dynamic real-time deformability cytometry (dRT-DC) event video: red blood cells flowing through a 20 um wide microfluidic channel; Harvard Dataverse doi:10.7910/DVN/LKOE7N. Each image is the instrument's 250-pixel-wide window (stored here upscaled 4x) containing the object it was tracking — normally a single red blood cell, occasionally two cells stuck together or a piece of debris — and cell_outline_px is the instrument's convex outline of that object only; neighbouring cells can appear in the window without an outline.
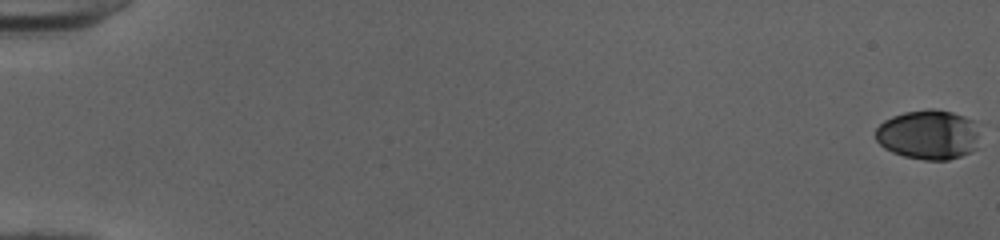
{"species": "human", "species_latin": "Homo sapiens", "temperature_condition": "cold", "stored_images_in_passage": 53, "camera_frame_rate_fps": 3000, "um_per_image_px": 0.085, "donor": {"sex": "female"}, "frame": {"image": 1, "passage_image": 1, "time_ms": 0.0, "image_size_px": [1000, 240], "cell_outline_px": [[984, 148], [948, 160], [924, 160], [904, 156], [892, 152], [884, 148], [876, 140], [876, 128], [884, 120], [892, 116], [904, 112], [928, 108], [936, 108], [952, 112], [964, 116], [972, 120]], "centroid_in_image_um": [78.97, 11.45], "position_along_channel_um": 6.0, "area_um2": 30.75}}
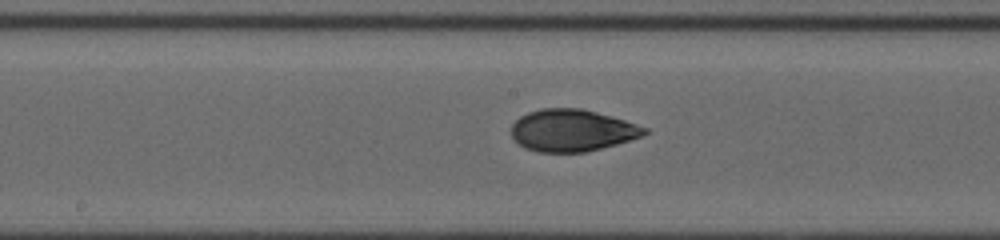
{"frame": {"image": 2, "passage_image": 30, "time_ms": 9.667, "image_size_px": [1000, 240], "cell_outline_px": [[648, 132], [644, 136], [616, 144], [584, 152], [540, 152], [524, 148], [512, 136], [512, 124], [520, 116], [528, 112], [540, 108], [580, 108], [596, 112], [624, 120], [648, 128]], "centroid_in_image_um": [48.63, 11.08], "position_along_channel_um": 199.6, "area_um2": 32.43}}
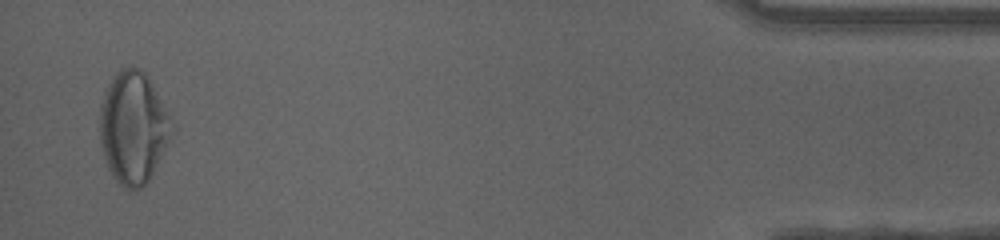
{"frame": {"image": 3, "passage_image": 52, "time_ms": 17.0, "image_size_px": [1000, 240], "cell_outline_px": [[168, 140], [152, 176], [140, 188], [132, 192], [124, 188], [112, 176], [108, 168], [104, 156], [100, 140], [100, 104], [104, 92], [112, 76], [120, 68], [140, 68], [144, 72], [152, 84], [168, 116]], "centroid_in_image_um": [11.25, 10.87], "position_along_channel_um": 424.0, "area_um2": 45.95}, "authors_computed_cell_mechanics": {"area_um2": 32.079, "velocity_mm_per_s": 4.0372, "shape_relaxation_time_tau1_ms": null, "shape_relaxation_time_tau2_ms": 1.198, "deformation_change_tau1": null, "deformation_change_tau2": 0.0571}}